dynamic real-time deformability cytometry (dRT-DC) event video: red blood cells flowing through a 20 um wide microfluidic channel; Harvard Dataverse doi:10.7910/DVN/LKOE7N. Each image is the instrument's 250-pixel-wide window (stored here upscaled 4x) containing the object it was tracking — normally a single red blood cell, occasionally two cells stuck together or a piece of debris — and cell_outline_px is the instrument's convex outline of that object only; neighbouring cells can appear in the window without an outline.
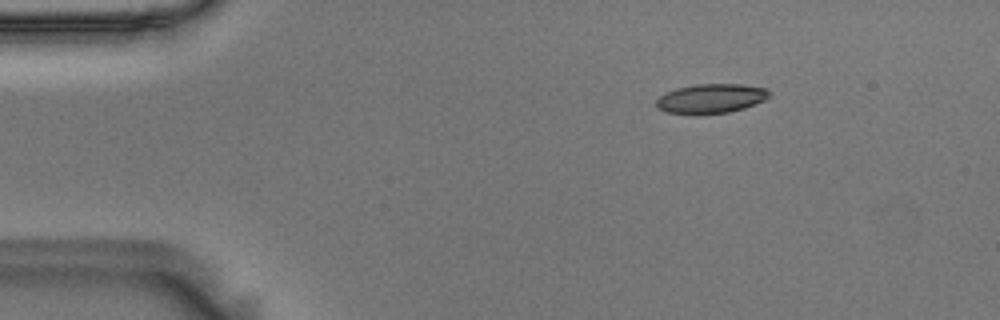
{"species": "Egyptian fruit bat (a non-hibernating species)", "species_latin": "Rousettus aegyptiacus", "temperature_condition": "room temperature", "stored_images_in_passage": 48, "camera_frame_rate_fps": 3000, "um_per_image_px": 0.085, "animal": {"sex": "male"}, "frame": {"image": 1, "passage_image": 1, "time_ms": 0.0, "image_size_px": [1000, 320], "cell_outline_px": [[772, 92], [764, 100], [744, 108], [728, 112], [700, 116], [696, 116], [668, 112], [656, 108], [656, 100], [664, 92], [676, 88], [696, 84], [744, 84], [768, 88]], "centroid_in_image_um": [60.41, 8.39], "position_along_channel_um": 24.6, "area_um2": 19.88}}
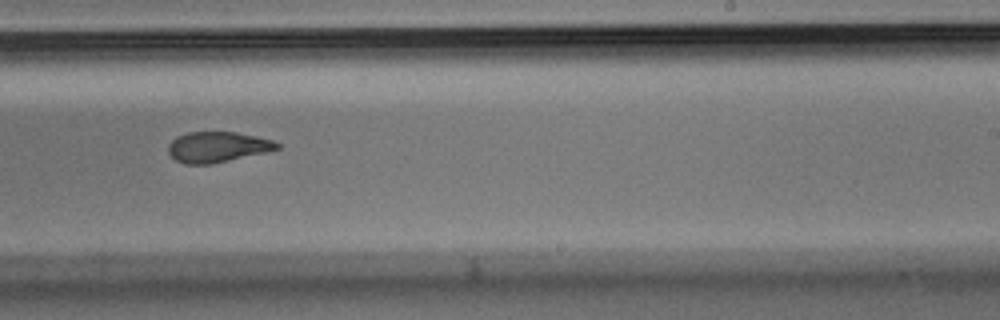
{"frame": {"image": 2, "passage_image": 27, "time_ms": 8.667, "image_size_px": [1000, 320], "cell_outline_px": [[280, 148], [268, 152], [212, 164], [184, 164], [176, 160], [168, 152], [168, 144], [176, 136], [188, 132], [236, 132], [256, 136], [272, 140], [280, 144]], "centroid_in_image_um": [18.49, 12.49], "position_along_channel_um": 270.5, "area_um2": 19.48}}
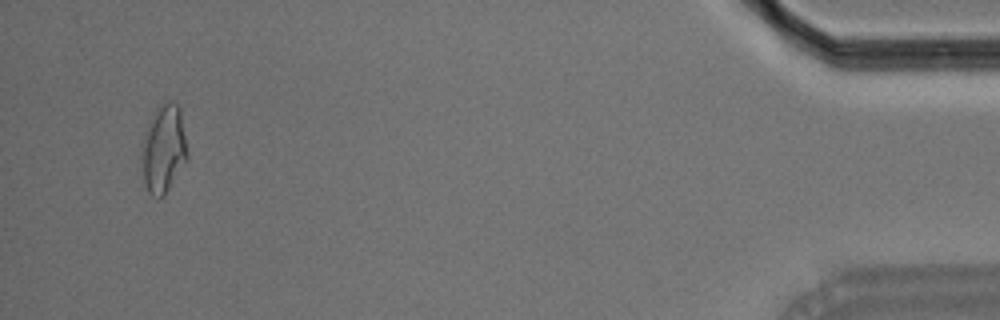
{"frame": {"image": 3, "passage_image": 46, "time_ms": 15.0, "image_size_px": [1000, 320], "cell_outline_px": [[188, 160], [164, 196], [152, 196], [148, 192], [144, 184], [140, 156], [140, 148], [144, 132], [156, 108], [168, 100], [172, 100], [180, 104], [188, 152]], "centroid_in_image_um": [13.9, 12.64], "position_along_channel_um": 421.3, "area_um2": 24.16}, "authors_computed_cell_mechanics": {"area_um2": 20.3456, "velocity_mm_per_s": 3.6121, "shape_relaxation_time_tau1_ms": 7.0298, "shape_relaxation_time_tau2_ms": 1.5506, "deformation_change_tau1": 0.1977, "deformation_change_tau2": 0.085}}